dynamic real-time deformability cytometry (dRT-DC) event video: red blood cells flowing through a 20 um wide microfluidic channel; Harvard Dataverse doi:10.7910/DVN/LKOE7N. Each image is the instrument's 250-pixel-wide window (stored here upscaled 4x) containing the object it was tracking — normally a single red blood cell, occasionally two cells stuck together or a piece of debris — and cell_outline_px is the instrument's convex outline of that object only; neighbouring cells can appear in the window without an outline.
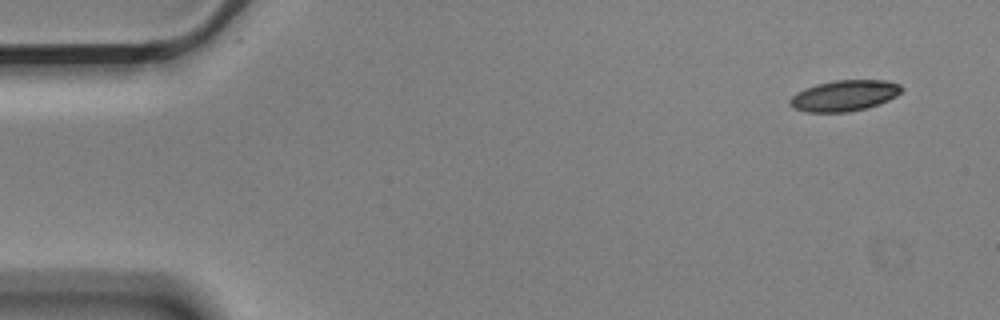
{"species": "Egyptian fruit bat (a non-hibernating species)", "species_latin": "Rousettus aegyptiacus", "temperature_condition": "cold", "stored_images_in_passage": 5, "camera_frame_rate_fps": 3000, "um_per_image_px": 0.085, "animal": {"sex": "male"}, "frame": {"image": 1, "passage_image": 1, "time_ms": 0.0, "image_size_px": [1000, 320], "cell_outline_px": [[904, 88], [896, 96], [880, 104], [868, 108], [848, 112], [804, 112], [792, 108], [788, 104], [788, 100], [796, 92], [804, 88], [816, 84], [836, 80], [884, 80], [900, 84]], "centroid_in_image_um": [71.74, 8.14], "position_along_channel_um": 13.3, "area_um2": 20.4}}
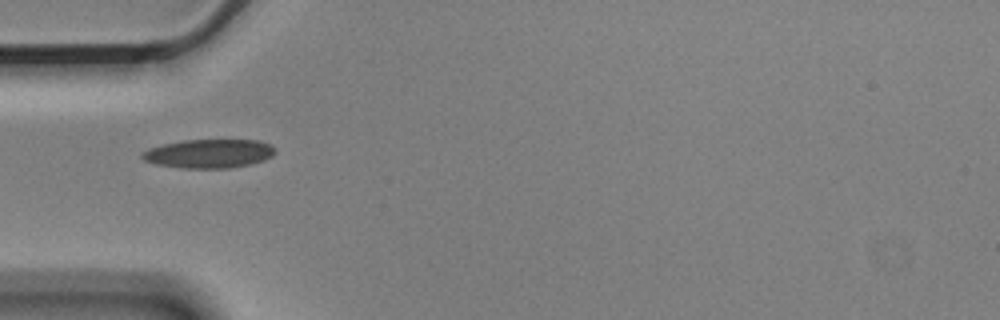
{"frame": {"image": 2, "passage_image": 5, "time_ms": 1.333, "image_size_px": [1000, 320], "cell_outline_px": [[276, 152], [272, 156], [264, 160], [252, 164], [228, 168], [180, 168], [156, 164], [144, 160], [140, 156], [140, 152], [148, 148], [164, 144], [184, 140], [260, 140], [272, 144], [276, 148]], "centroid_in_image_um": [17.78, 13.05], "position_along_channel_um": 67.2, "area_um2": 22.6}}